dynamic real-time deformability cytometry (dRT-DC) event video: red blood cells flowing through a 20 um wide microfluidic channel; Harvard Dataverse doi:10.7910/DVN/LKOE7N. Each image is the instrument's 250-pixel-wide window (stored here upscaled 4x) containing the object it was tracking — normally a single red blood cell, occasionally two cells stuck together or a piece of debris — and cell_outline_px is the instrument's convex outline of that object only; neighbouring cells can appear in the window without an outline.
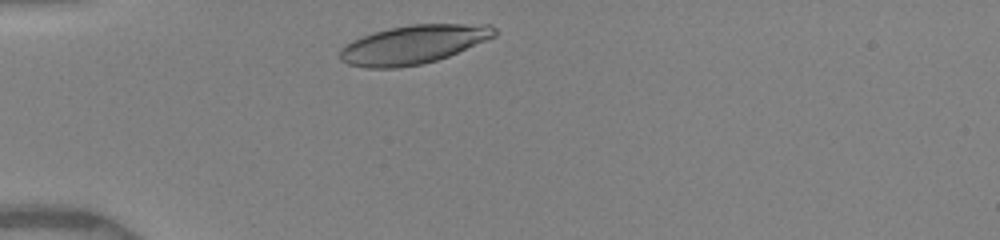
{"species": "human", "species_latin": "Homo sapiens", "temperature_condition": "warm", "stored_images_in_passage": 30, "camera_frame_rate_fps": 3000, "um_per_image_px": 0.085, "donor": {"sex": "female"}, "frame": {"image": 1, "passage_image": 1, "time_ms": 0.0, "image_size_px": [1000, 240], "cell_outline_px": [[500, 32], [496, 36], [448, 56], [436, 60], [420, 64], [396, 68], [368, 68], [348, 64], [340, 60], [340, 48], [352, 40], [388, 28], [412, 24], [492, 24]], "centroid_in_image_um": [35.16, 3.77], "position_along_channel_um": 49.8, "area_um2": 34.8}}
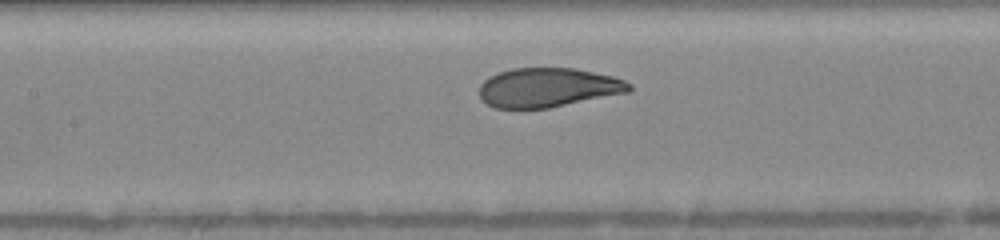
{"frame": {"image": 2, "passage_image": 11, "time_ms": 3.333, "image_size_px": [1000, 240], "cell_outline_px": [[632, 92], [548, 108], [496, 108], [488, 104], [480, 96], [480, 84], [484, 80], [500, 72], [512, 68], [576, 68], [612, 76], [624, 80], [632, 84]], "centroid_in_image_um": [46.64, 7.44], "position_along_channel_um": 160.8, "area_um2": 34.28}}
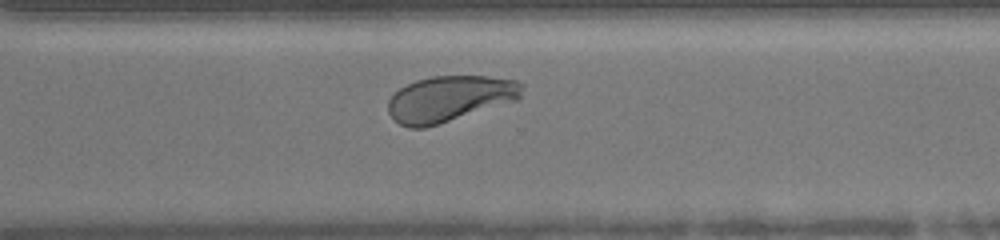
{"frame": {"image": 3, "passage_image": 24, "time_ms": 7.667, "image_size_px": [1000, 240], "cell_outline_px": [[524, 84], [520, 100], [424, 128], [408, 128], [400, 124], [388, 112], [388, 100], [400, 88], [416, 80], [432, 76], [488, 76], [520, 80]], "centroid_in_image_um": [38.28, 8.38], "position_along_channel_um": 332.3, "area_um2": 36.01}, "authors_computed_cell_mechanics": {"area_um2": 35.6626, "velocity_mm_per_s": 3.9706, "shape_relaxation_time_tau1_ms": 3.2505, "shape_relaxation_time_tau2_ms": null, "deformation_change_tau1": 0.173, "deformation_change_tau2": null}}